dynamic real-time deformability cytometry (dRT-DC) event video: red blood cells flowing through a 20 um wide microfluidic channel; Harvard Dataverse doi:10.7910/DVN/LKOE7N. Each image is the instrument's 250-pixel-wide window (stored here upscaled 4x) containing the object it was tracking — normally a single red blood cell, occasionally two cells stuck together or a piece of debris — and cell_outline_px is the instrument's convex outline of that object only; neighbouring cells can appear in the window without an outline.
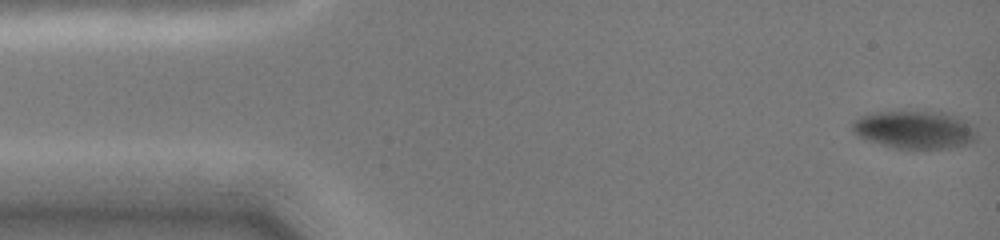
{"species": "common noctule bat (a hibernating species)", "species_latin": "Nyctalus noctula", "temperature_condition": "cold", "stored_images_in_passage": 48, "camera_frame_rate_fps": 3000, "um_per_image_px": 0.085, "animal": {"sex": "female", "body_mass_g": 19.0, "forearm_length_mm": 51.5}, "frame": {"image": 1, "passage_image": 1, "time_ms": 0.0, "image_size_px": [1000, 240], "cell_outline_px": [[976, 140], [968, 144], [948, 148], [892, 148], [856, 136], [852, 128], [852, 124], [860, 116], [872, 112], [944, 112], [956, 116], [972, 124], [976, 132]], "centroid_in_image_um": [77.75, 11.03], "position_along_channel_um": 7.2, "area_um2": 27.4}}
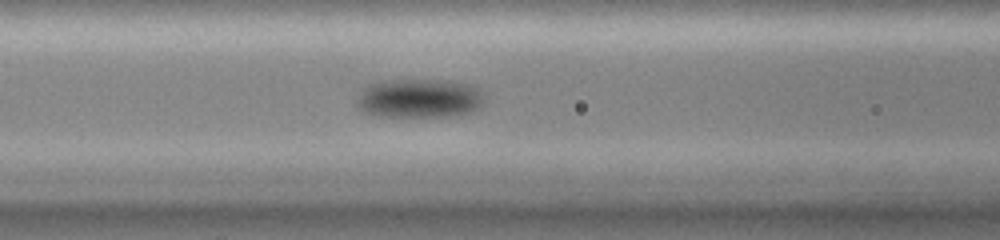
{"frame": {"image": 2, "passage_image": 19, "time_ms": 6.0, "image_size_px": [1000, 240], "cell_outline_px": [[484, 100], [480, 108], [472, 112], [448, 116], [376, 116], [364, 112], [356, 104], [356, 100], [364, 88], [368, 84], [388, 80], [448, 80], [468, 84], [480, 88], [484, 92]], "centroid_in_image_um": [35.68, 8.35], "position_along_channel_um": 130.9, "area_um2": 29.25}}
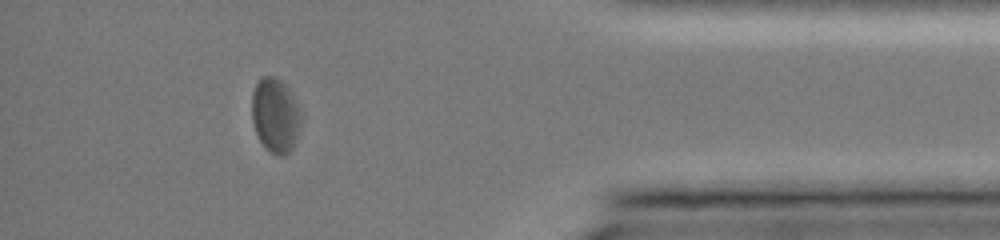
{"frame": {"image": 3, "passage_image": 42, "time_ms": 13.667, "image_size_px": [1000, 240], "cell_outline_px": [[304, 116], [300, 128], [292, 148], [284, 156], [276, 156], [260, 140], [256, 132], [252, 120], [252, 92], [256, 84], [264, 76], [272, 76], [280, 80], [292, 92]], "centroid_in_image_um": [23.44, 9.79], "position_along_channel_um": 411.8, "area_um2": 21.44}, "authors_computed_cell_mechanics": {"area_um2": 27.6573, "velocity_mm_per_s": 3.9851, "shape_relaxation_time_tau1_ms": 1.4374, "shape_relaxation_time_tau2_ms": null, "deformation_change_tau1": 0.0273, "deformation_change_tau2": null}}